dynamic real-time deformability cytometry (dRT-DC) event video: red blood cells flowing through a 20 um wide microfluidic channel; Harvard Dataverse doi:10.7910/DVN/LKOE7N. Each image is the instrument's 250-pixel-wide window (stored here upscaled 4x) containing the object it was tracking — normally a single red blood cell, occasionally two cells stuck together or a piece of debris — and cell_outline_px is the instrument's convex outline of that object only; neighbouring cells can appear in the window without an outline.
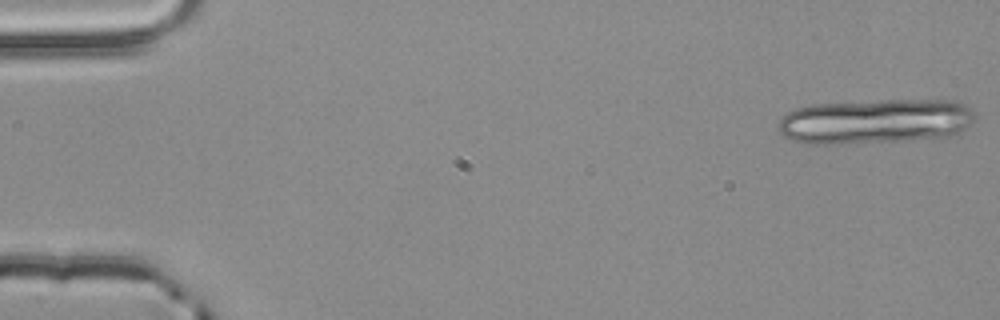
{"species": "common noctule bat (a hibernating species)", "species_latin": "Nyctalus noctula", "temperature_condition": "room temperature", "stored_images_in_passage": 21, "camera_frame_rate_fps": 3000, "um_per_image_px": 0.085, "animal": {"sex": "male", "body_mass_g": 20.4}, "frame": {"image": 1, "passage_image": 1, "time_ms": 0.0, "image_size_px": [1000, 320], "cell_outline_px": [[976, 116], [956, 136], [904, 140], [840, 144], [804, 144], [788, 140], [780, 132], [780, 120], [788, 112], [796, 108], [812, 104], [884, 100], [956, 100], [964, 104]], "centroid_in_image_um": [74.37, 10.32], "position_along_channel_um": 10.6, "area_um2": 51.62}}